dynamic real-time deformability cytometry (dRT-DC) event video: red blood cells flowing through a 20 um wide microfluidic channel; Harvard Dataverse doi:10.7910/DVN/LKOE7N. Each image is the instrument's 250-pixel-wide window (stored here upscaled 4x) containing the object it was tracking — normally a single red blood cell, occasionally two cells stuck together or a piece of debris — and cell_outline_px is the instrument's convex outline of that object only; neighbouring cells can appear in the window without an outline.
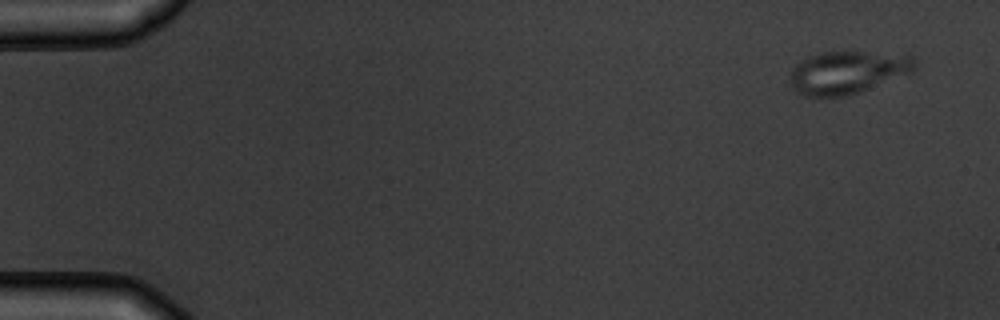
{"species": "common noctule bat (a hibernating species)", "species_latin": "Nyctalus noctula", "temperature_condition": "warm", "stored_images_in_passage": 7, "camera_frame_rate_fps": 3000, "um_per_image_px": 0.085, "animal": {"sex": "male", "body_mass_g": 19.5, "forearm_length_mm": 54.6}, "frame": {"image": 1, "passage_image": 1, "time_ms": 0.0, "image_size_px": [1000, 320], "cell_outline_px": [[916, 68], [908, 72], [856, 92], [844, 96], [804, 96], [796, 92], [792, 88], [788, 76], [792, 68], [800, 60], [808, 56], [820, 52], [864, 52], [912, 56], [916, 60]], "centroid_in_image_um": [71.91, 6.13], "position_along_channel_um": 13.1, "area_um2": 30.4}}